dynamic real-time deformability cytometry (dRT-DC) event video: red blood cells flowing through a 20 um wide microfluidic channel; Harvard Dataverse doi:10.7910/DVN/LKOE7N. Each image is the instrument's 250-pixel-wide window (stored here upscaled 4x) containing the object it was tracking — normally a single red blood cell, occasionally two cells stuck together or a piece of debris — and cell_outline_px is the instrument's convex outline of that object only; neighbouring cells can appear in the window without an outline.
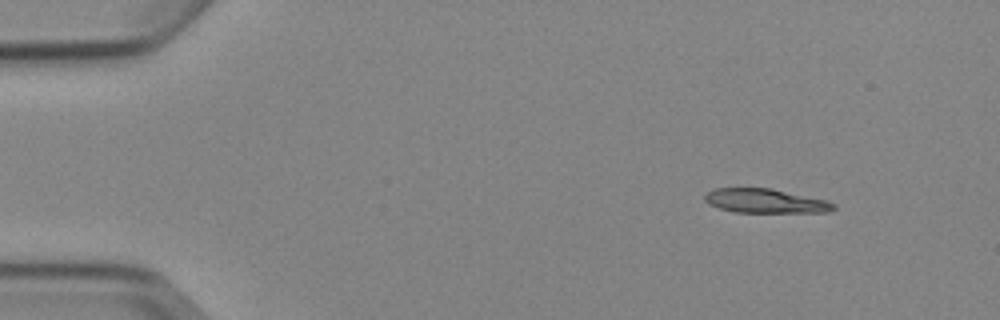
{"species": "Egyptian fruit bat (a non-hibernating species)", "species_latin": "Rousettus aegyptiacus", "temperature_condition": "cold", "stored_images_in_passage": 7, "camera_frame_rate_fps": 3000, "um_per_image_px": 0.085, "animal": {"sex": "female"}, "frame": {"image": 1, "passage_image": 1, "time_ms": 0.0, "image_size_px": [1000, 320], "cell_outline_px": [[836, 208], [828, 212], [732, 212], [708, 204], [704, 200], [704, 196], [708, 192], [716, 188], [772, 188], [828, 200], [836, 204]], "centroid_in_image_um": [65.08, 17.08], "position_along_channel_um": 19.9, "area_um2": 18.26}}
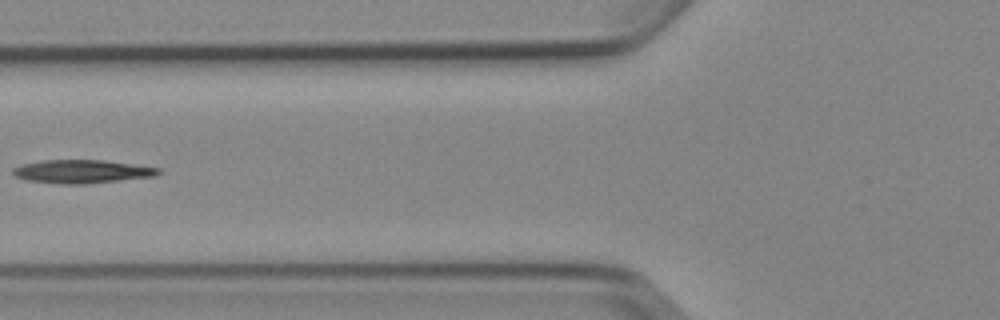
{"frame": {"image": 2, "passage_image": 5, "time_ms": 5.0, "image_size_px": [1000, 320], "cell_outline_px": [[160, 172], [156, 176], [84, 184], [60, 184], [24, 180], [16, 176], [12, 172], [12, 168], [20, 164], [40, 160], [104, 160], [160, 168]], "centroid_in_image_um": [6.91, 14.57], "position_along_channel_um": 118.9, "area_um2": 19.88}}
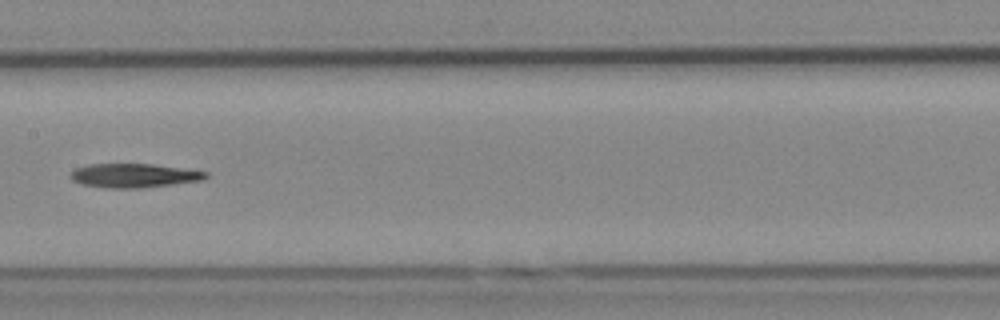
{"frame": {"image": 3, "passage_image": 7, "time_ms": 7.0, "image_size_px": [1000, 320], "cell_outline_px": [[208, 176], [204, 180], [140, 188], [108, 188], [84, 184], [72, 180], [68, 176], [76, 168], [88, 164], [156, 164], [208, 172]], "centroid_in_image_um": [11.4, 14.91], "position_along_channel_um": 196.0, "area_um2": 18.84}}